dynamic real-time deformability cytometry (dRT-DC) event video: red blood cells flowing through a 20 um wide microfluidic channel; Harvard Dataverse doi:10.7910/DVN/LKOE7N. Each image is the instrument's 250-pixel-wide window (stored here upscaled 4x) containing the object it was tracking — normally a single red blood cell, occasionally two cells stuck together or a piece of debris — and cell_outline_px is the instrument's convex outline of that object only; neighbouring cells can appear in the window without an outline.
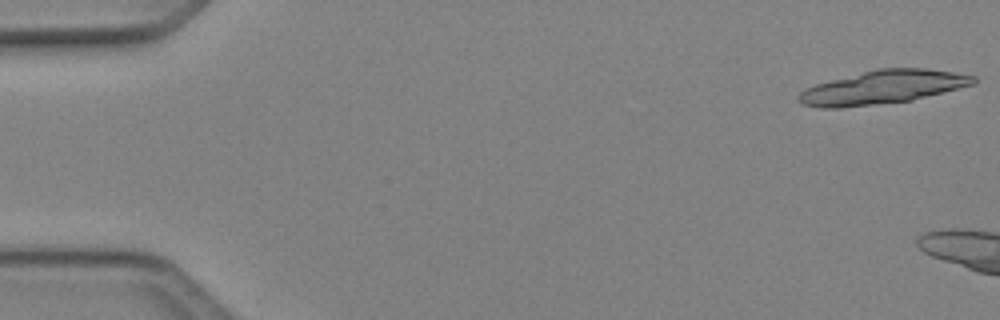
{"species": "Egyptian fruit bat (a non-hibernating species)", "species_latin": "Rousettus aegyptiacus", "temperature_condition": "cold", "stored_images_in_passage": 11, "camera_frame_rate_fps": 3000, "um_per_image_px": 0.085, "animal": {"sex": "female"}, "frame": {"image": 1, "passage_image": 1, "time_ms": 0.0, "image_size_px": [1000, 320], "cell_outline_px": [[976, 84], [912, 100], [840, 108], [820, 108], [804, 104], [796, 96], [804, 88], [816, 84], [876, 68], [928, 68], [976, 76]], "centroid_in_image_um": [75.05, 7.41], "position_along_channel_um": 10.0, "area_um2": 34.04}}